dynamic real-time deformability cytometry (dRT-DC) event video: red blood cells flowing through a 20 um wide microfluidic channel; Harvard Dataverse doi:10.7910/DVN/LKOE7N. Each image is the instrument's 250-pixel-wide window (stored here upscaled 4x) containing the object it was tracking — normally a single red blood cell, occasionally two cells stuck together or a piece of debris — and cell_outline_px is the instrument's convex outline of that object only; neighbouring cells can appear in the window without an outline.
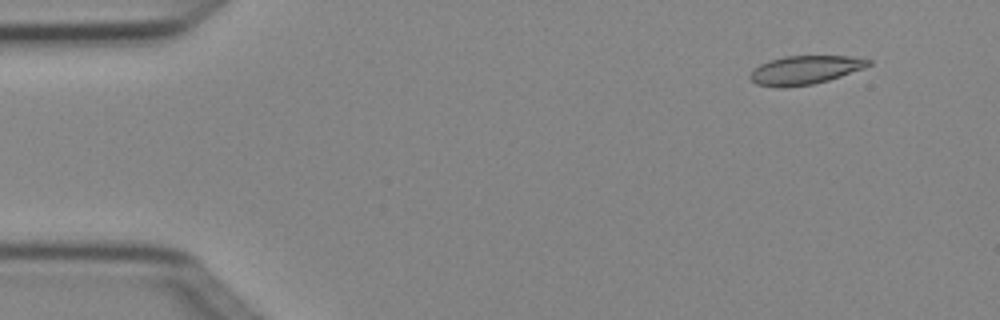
{"species": "Egyptian fruit bat (a non-hibernating species)", "species_latin": "Rousettus aegyptiacus", "temperature_condition": "cold", "stored_images_in_passage": 5, "camera_frame_rate_fps": 3000, "um_per_image_px": 0.085, "animal": {"sex": "female"}, "frame": {"image": 1, "passage_image": 2, "time_ms": 0.333, "image_size_px": [1000, 320], "cell_outline_px": [[872, 64], [864, 68], [828, 80], [812, 84], [784, 88], [780, 88], [756, 84], [748, 76], [760, 64], [768, 60], [784, 56], [852, 56], [872, 60]], "centroid_in_image_um": [68.43, 5.95], "position_along_channel_um": 16.6, "area_um2": 19.77}}
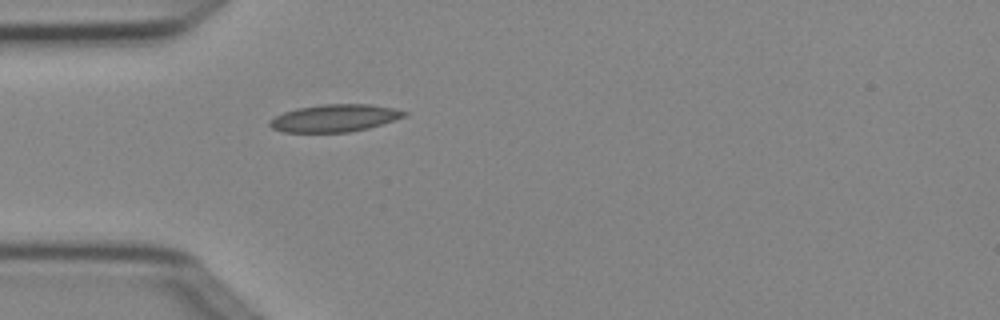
{"frame": {"image": 2, "passage_image": 5, "time_ms": 1.333, "image_size_px": [1000, 320], "cell_outline_px": [[408, 112], [404, 116], [368, 128], [348, 132], [284, 132], [272, 128], [268, 124], [268, 120], [284, 112], [296, 108], [324, 104], [372, 104], [392, 108]], "centroid_in_image_um": [28.39, 10.03], "position_along_channel_um": 56.6, "area_um2": 21.27}}